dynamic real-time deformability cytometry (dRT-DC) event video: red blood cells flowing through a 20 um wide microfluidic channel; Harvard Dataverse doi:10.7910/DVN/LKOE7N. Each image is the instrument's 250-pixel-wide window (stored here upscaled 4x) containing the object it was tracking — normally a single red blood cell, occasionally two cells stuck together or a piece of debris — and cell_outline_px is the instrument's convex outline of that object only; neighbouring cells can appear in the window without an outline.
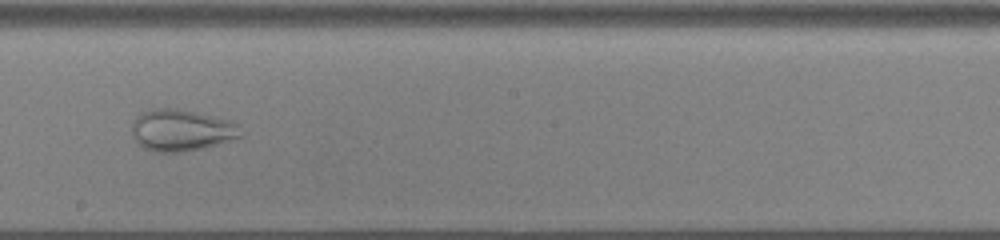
{"species": "common noctule bat (a hibernating species)", "species_latin": "Nyctalus noctula", "temperature_condition": "cold", "stored_images_in_passage": 40, "camera_frame_rate_fps": 3000, "um_per_image_px": 0.085, "animal": {"sex": "male", "body_mass_g": 13.0, "forearm_length_mm": 53.1}, "frame": {"image": 1, "passage_image": 18, "time_ms": 5.667, "image_size_px": [1000, 240], "cell_outline_px": [[244, 136], [204, 148], [180, 152], [156, 152], [144, 148], [132, 136], [132, 120], [140, 112], [152, 108], [176, 108], [196, 112], [232, 120], [236, 124]], "centroid_in_image_um": [15.4, 11.06], "position_along_channel_um": 232.8, "area_um2": 26.65}}
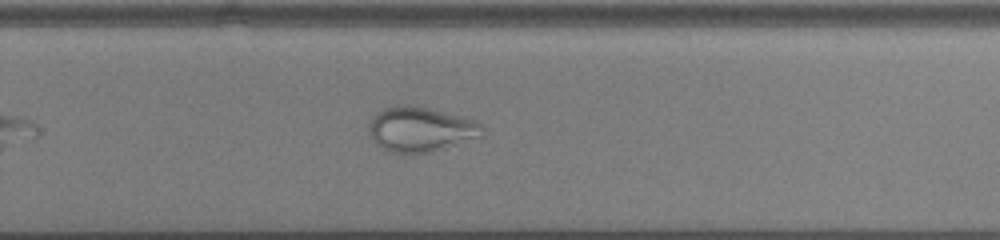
{"frame": {"image": 2, "passage_image": 23, "time_ms": 7.333, "image_size_px": [1000, 240], "cell_outline_px": [[484, 128], [480, 136], [428, 152], [392, 152], [376, 144], [372, 140], [368, 128], [368, 124], [376, 112], [384, 108], [396, 104], [408, 104], [428, 108], [476, 120], [484, 124]], "centroid_in_image_um": [35.71, 10.95], "position_along_channel_um": 294.1, "area_um2": 29.25}}